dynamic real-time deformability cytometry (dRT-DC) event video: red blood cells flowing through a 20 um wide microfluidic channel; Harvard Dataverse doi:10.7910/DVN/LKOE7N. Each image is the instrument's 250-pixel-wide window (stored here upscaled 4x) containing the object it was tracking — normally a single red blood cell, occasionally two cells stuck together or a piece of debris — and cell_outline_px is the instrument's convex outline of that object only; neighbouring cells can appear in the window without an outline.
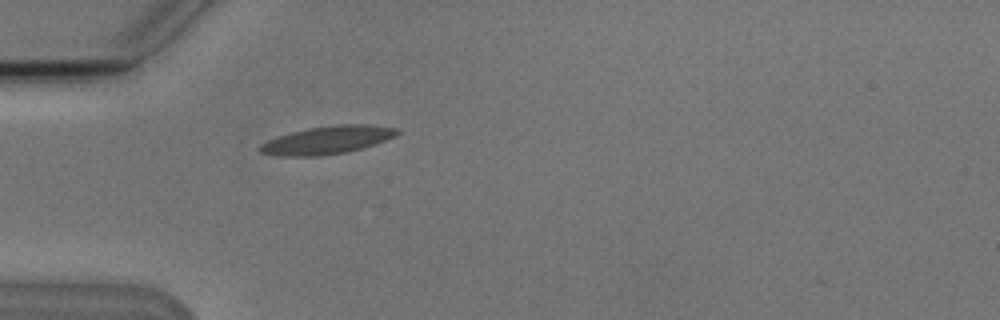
{"species": "Egyptian fruit bat (a non-hibernating species)", "species_latin": "Rousettus aegyptiacus", "temperature_condition": "cold", "stored_images_in_passage": 1, "camera_frame_rate_fps": 3000, "um_per_image_px": 0.085, "animal": {"sex": "male"}, "frame": {"image": 1, "passage_image": 1, "time_ms": 0.0, "image_size_px": [1000, 320], "cell_outline_px": [[400, 132], [396, 136], [364, 148], [348, 152], [320, 156], [280, 156], [260, 152], [260, 144], [268, 140], [292, 132], [308, 128], [336, 124], [368, 124], [396, 128]], "centroid_in_image_um": [27.86, 11.9], "position_along_channel_um": 57.1, "area_um2": 22.31}}